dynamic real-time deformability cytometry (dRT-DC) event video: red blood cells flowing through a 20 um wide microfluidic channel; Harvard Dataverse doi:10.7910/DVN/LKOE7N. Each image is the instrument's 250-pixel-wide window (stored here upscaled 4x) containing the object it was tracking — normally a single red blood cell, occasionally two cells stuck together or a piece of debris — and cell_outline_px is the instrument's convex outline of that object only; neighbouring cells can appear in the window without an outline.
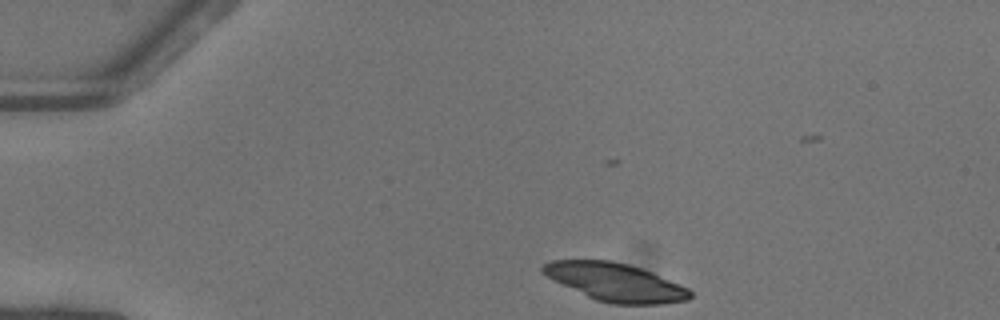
{"species": "common noctule bat (a hibernating species)", "species_latin": "Nyctalus noctula", "temperature_condition": "warm", "stored_images_in_passage": 42, "camera_frame_rate_fps": 3000, "um_per_image_px": 0.085, "animal": {"sex": "female"}, "frame": {"image": 1, "passage_image": 1, "time_ms": 0.0, "image_size_px": [1000, 320], "cell_outline_px": [[692, 296], [688, 300], [664, 304], [612, 304], [596, 300], [552, 280], [540, 272], [540, 268], [548, 260], [608, 260], [628, 264], [652, 272], [688, 288], [692, 292]], "centroid_in_image_um": [52.28, 23.98], "position_along_channel_um": 32.7, "area_um2": 32.71}}